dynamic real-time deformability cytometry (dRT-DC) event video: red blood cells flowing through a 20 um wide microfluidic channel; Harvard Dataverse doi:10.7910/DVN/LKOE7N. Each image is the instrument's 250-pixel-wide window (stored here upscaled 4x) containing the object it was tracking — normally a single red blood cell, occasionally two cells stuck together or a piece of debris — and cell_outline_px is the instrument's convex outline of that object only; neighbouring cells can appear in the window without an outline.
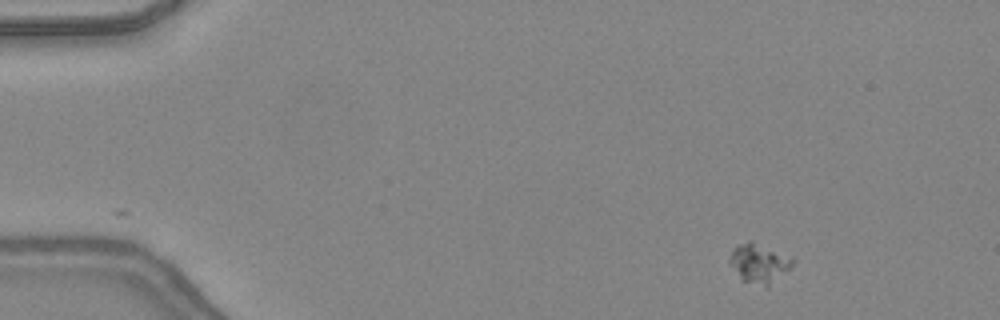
{"species": "common noctule bat (a hibernating species)", "species_latin": "Nyctalus noctula", "temperature_condition": "warm", "stored_images_in_passage": 44, "camera_frame_rate_fps": 3000, "um_per_image_px": 0.085, "animal": {"sex": "female", "body_mass_g": 24.6, "forearm_length_mm": 56.2}, "frame": {"image": 1, "passage_image": 1, "time_ms": 0.0, "image_size_px": [1000, 320], "cell_outline_px": [[796, 260], [788, 268], [764, 288], [740, 280], [728, 264], [728, 260], [732, 248], [736, 244], [748, 240], [752, 240], [792, 256]], "centroid_in_image_um": [64.44, 22.34], "position_along_channel_um": 20.6, "area_um2": 14.8}}
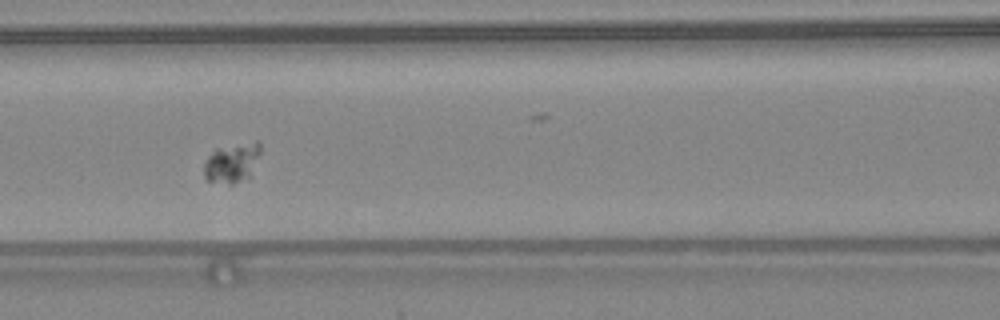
{"frame": {"image": 2, "passage_image": 17, "time_ms": 5.333, "image_size_px": [1000, 320], "cell_outline_px": [[260, 152], [252, 176], [232, 184], [228, 184], [208, 180], [204, 176], [204, 164], [208, 156], [216, 148], [256, 140], [260, 140]], "centroid_in_image_um": [19.76, 13.82], "position_along_channel_um": 146.8, "area_um2": 13.18}}
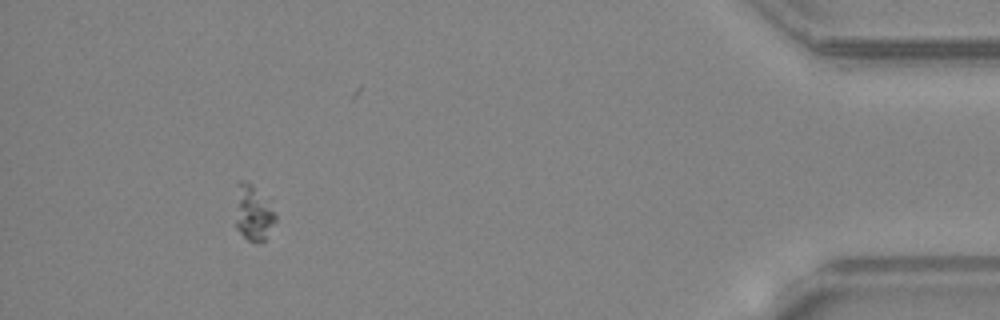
{"frame": {"image": 3, "passage_image": 40, "time_ms": 13.0, "image_size_px": [1000, 320], "cell_outline_px": [[276, 220], [264, 240], [260, 244], [256, 244], [248, 240], [236, 228], [236, 184], [240, 180], [252, 184], [268, 200], [276, 216]], "centroid_in_image_um": [21.52, 18.11], "position_along_channel_um": 413.7, "area_um2": 13.01}}